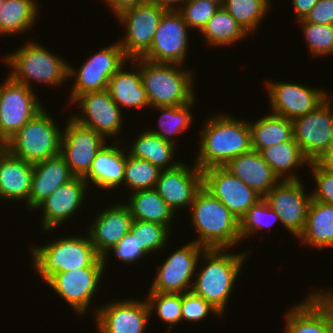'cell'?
Wrapping results in <instances>:
<instances>
[{"instance_id": "cell-31", "label": "cell", "mask_w": 333, "mask_h": 333, "mask_svg": "<svg viewBox=\"0 0 333 333\" xmlns=\"http://www.w3.org/2000/svg\"><path fill=\"white\" fill-rule=\"evenodd\" d=\"M128 203H125L133 219L154 222L170 228L174 210L163 200L155 188L130 193Z\"/></svg>"}, {"instance_id": "cell-4", "label": "cell", "mask_w": 333, "mask_h": 333, "mask_svg": "<svg viewBox=\"0 0 333 333\" xmlns=\"http://www.w3.org/2000/svg\"><path fill=\"white\" fill-rule=\"evenodd\" d=\"M225 250L213 248L202 252L204 264L200 272L195 274L198 277L192 286V291L209 302L221 315L225 312L228 296L240 273L242 262L249 255V251L227 254Z\"/></svg>"}, {"instance_id": "cell-44", "label": "cell", "mask_w": 333, "mask_h": 333, "mask_svg": "<svg viewBox=\"0 0 333 333\" xmlns=\"http://www.w3.org/2000/svg\"><path fill=\"white\" fill-rule=\"evenodd\" d=\"M177 6V11L183 16L187 26L200 30V32L220 9L218 4L207 0H188L182 8L179 5Z\"/></svg>"}, {"instance_id": "cell-9", "label": "cell", "mask_w": 333, "mask_h": 333, "mask_svg": "<svg viewBox=\"0 0 333 333\" xmlns=\"http://www.w3.org/2000/svg\"><path fill=\"white\" fill-rule=\"evenodd\" d=\"M127 59V60H126ZM129 58L124 54L119 42L109 47L103 48L84 62L78 71L69 64V78L75 75L72 92H70L72 104L73 100L88 92L102 91L107 89L111 76L117 72Z\"/></svg>"}, {"instance_id": "cell-32", "label": "cell", "mask_w": 333, "mask_h": 333, "mask_svg": "<svg viewBox=\"0 0 333 333\" xmlns=\"http://www.w3.org/2000/svg\"><path fill=\"white\" fill-rule=\"evenodd\" d=\"M134 140L130 151L127 152L132 157L147 160L160 170L173 169L181 163L172 160L176 145L164 141L149 130H143Z\"/></svg>"}, {"instance_id": "cell-16", "label": "cell", "mask_w": 333, "mask_h": 333, "mask_svg": "<svg viewBox=\"0 0 333 333\" xmlns=\"http://www.w3.org/2000/svg\"><path fill=\"white\" fill-rule=\"evenodd\" d=\"M309 296V297H308ZM286 313L284 333H332L333 292L316 291Z\"/></svg>"}, {"instance_id": "cell-21", "label": "cell", "mask_w": 333, "mask_h": 333, "mask_svg": "<svg viewBox=\"0 0 333 333\" xmlns=\"http://www.w3.org/2000/svg\"><path fill=\"white\" fill-rule=\"evenodd\" d=\"M95 310L99 333H144L151 316L147 301L133 299L110 302Z\"/></svg>"}, {"instance_id": "cell-14", "label": "cell", "mask_w": 333, "mask_h": 333, "mask_svg": "<svg viewBox=\"0 0 333 333\" xmlns=\"http://www.w3.org/2000/svg\"><path fill=\"white\" fill-rule=\"evenodd\" d=\"M189 27L176 10L167 11L156 29L150 48L141 58L155 63L182 65L188 51Z\"/></svg>"}, {"instance_id": "cell-15", "label": "cell", "mask_w": 333, "mask_h": 333, "mask_svg": "<svg viewBox=\"0 0 333 333\" xmlns=\"http://www.w3.org/2000/svg\"><path fill=\"white\" fill-rule=\"evenodd\" d=\"M203 187L223 203L240 220L262 197L235 177L224 166L202 171Z\"/></svg>"}, {"instance_id": "cell-3", "label": "cell", "mask_w": 333, "mask_h": 333, "mask_svg": "<svg viewBox=\"0 0 333 333\" xmlns=\"http://www.w3.org/2000/svg\"><path fill=\"white\" fill-rule=\"evenodd\" d=\"M131 60L133 67L135 61H139L137 66L140 68L142 85L150 107L179 106L195 98L194 73L191 70L179 69L180 64L155 63L141 57Z\"/></svg>"}, {"instance_id": "cell-5", "label": "cell", "mask_w": 333, "mask_h": 333, "mask_svg": "<svg viewBox=\"0 0 333 333\" xmlns=\"http://www.w3.org/2000/svg\"><path fill=\"white\" fill-rule=\"evenodd\" d=\"M32 263L36 274L45 282L55 273L74 271L85 267H105L88 235L62 237L42 247L31 246Z\"/></svg>"}, {"instance_id": "cell-19", "label": "cell", "mask_w": 333, "mask_h": 333, "mask_svg": "<svg viewBox=\"0 0 333 333\" xmlns=\"http://www.w3.org/2000/svg\"><path fill=\"white\" fill-rule=\"evenodd\" d=\"M272 113L293 120L315 110L329 96L324 90L297 83L266 81Z\"/></svg>"}, {"instance_id": "cell-8", "label": "cell", "mask_w": 333, "mask_h": 333, "mask_svg": "<svg viewBox=\"0 0 333 333\" xmlns=\"http://www.w3.org/2000/svg\"><path fill=\"white\" fill-rule=\"evenodd\" d=\"M32 88L7 76L0 85V141L4 144L44 107Z\"/></svg>"}, {"instance_id": "cell-51", "label": "cell", "mask_w": 333, "mask_h": 333, "mask_svg": "<svg viewBox=\"0 0 333 333\" xmlns=\"http://www.w3.org/2000/svg\"><path fill=\"white\" fill-rule=\"evenodd\" d=\"M108 3V6L112 8L113 12H115V16H117L121 11L131 8L135 5L146 2L147 0H104Z\"/></svg>"}, {"instance_id": "cell-41", "label": "cell", "mask_w": 333, "mask_h": 333, "mask_svg": "<svg viewBox=\"0 0 333 333\" xmlns=\"http://www.w3.org/2000/svg\"><path fill=\"white\" fill-rule=\"evenodd\" d=\"M147 297L150 314H153L152 311L155 309L159 318L169 324V329L181 321L182 294L149 292Z\"/></svg>"}, {"instance_id": "cell-33", "label": "cell", "mask_w": 333, "mask_h": 333, "mask_svg": "<svg viewBox=\"0 0 333 333\" xmlns=\"http://www.w3.org/2000/svg\"><path fill=\"white\" fill-rule=\"evenodd\" d=\"M259 153L269 164L280 181L281 179L299 180L297 175L295 176V173L291 174L292 169L294 168V170H296L295 167L299 168L302 167V165L310 164V161L303 154L298 143L293 138L289 141H284L280 144L262 149Z\"/></svg>"}, {"instance_id": "cell-49", "label": "cell", "mask_w": 333, "mask_h": 333, "mask_svg": "<svg viewBox=\"0 0 333 333\" xmlns=\"http://www.w3.org/2000/svg\"><path fill=\"white\" fill-rule=\"evenodd\" d=\"M318 0H293V6L298 21L303 20L307 14L313 9Z\"/></svg>"}, {"instance_id": "cell-53", "label": "cell", "mask_w": 333, "mask_h": 333, "mask_svg": "<svg viewBox=\"0 0 333 333\" xmlns=\"http://www.w3.org/2000/svg\"><path fill=\"white\" fill-rule=\"evenodd\" d=\"M207 1L214 2V3L218 4L220 7H222V5L224 3V0H207Z\"/></svg>"}, {"instance_id": "cell-28", "label": "cell", "mask_w": 333, "mask_h": 333, "mask_svg": "<svg viewBox=\"0 0 333 333\" xmlns=\"http://www.w3.org/2000/svg\"><path fill=\"white\" fill-rule=\"evenodd\" d=\"M116 143L119 141H114L112 145L105 144L95 155L89 172L83 177L87 184L91 181L98 188L106 190L116 188L123 183L126 152L118 148Z\"/></svg>"}, {"instance_id": "cell-23", "label": "cell", "mask_w": 333, "mask_h": 333, "mask_svg": "<svg viewBox=\"0 0 333 333\" xmlns=\"http://www.w3.org/2000/svg\"><path fill=\"white\" fill-rule=\"evenodd\" d=\"M96 216L87 235L96 253L107 263V253L130 232L133 217L125 203L112 205Z\"/></svg>"}, {"instance_id": "cell-20", "label": "cell", "mask_w": 333, "mask_h": 333, "mask_svg": "<svg viewBox=\"0 0 333 333\" xmlns=\"http://www.w3.org/2000/svg\"><path fill=\"white\" fill-rule=\"evenodd\" d=\"M74 102L82 107V115H73L71 118L80 125L94 130L105 139L120 133L121 108L112 100L107 89L79 95L73 100V104Z\"/></svg>"}, {"instance_id": "cell-11", "label": "cell", "mask_w": 333, "mask_h": 333, "mask_svg": "<svg viewBox=\"0 0 333 333\" xmlns=\"http://www.w3.org/2000/svg\"><path fill=\"white\" fill-rule=\"evenodd\" d=\"M332 96H329L315 110L292 120L293 139L303 154L314 162L329 147L333 139Z\"/></svg>"}, {"instance_id": "cell-22", "label": "cell", "mask_w": 333, "mask_h": 333, "mask_svg": "<svg viewBox=\"0 0 333 333\" xmlns=\"http://www.w3.org/2000/svg\"><path fill=\"white\" fill-rule=\"evenodd\" d=\"M202 187V170L195 163L187 167L181 162L176 168L161 170L155 189L175 212L176 208H189Z\"/></svg>"}, {"instance_id": "cell-50", "label": "cell", "mask_w": 333, "mask_h": 333, "mask_svg": "<svg viewBox=\"0 0 333 333\" xmlns=\"http://www.w3.org/2000/svg\"><path fill=\"white\" fill-rule=\"evenodd\" d=\"M321 169L333 173V139L330 147L314 161Z\"/></svg>"}, {"instance_id": "cell-18", "label": "cell", "mask_w": 333, "mask_h": 333, "mask_svg": "<svg viewBox=\"0 0 333 333\" xmlns=\"http://www.w3.org/2000/svg\"><path fill=\"white\" fill-rule=\"evenodd\" d=\"M105 269V267H85L74 271L58 272L53 274L46 283L82 316L86 313L91 299L101 284Z\"/></svg>"}, {"instance_id": "cell-48", "label": "cell", "mask_w": 333, "mask_h": 333, "mask_svg": "<svg viewBox=\"0 0 333 333\" xmlns=\"http://www.w3.org/2000/svg\"><path fill=\"white\" fill-rule=\"evenodd\" d=\"M299 22L333 25V0H318L307 16Z\"/></svg>"}, {"instance_id": "cell-24", "label": "cell", "mask_w": 333, "mask_h": 333, "mask_svg": "<svg viewBox=\"0 0 333 333\" xmlns=\"http://www.w3.org/2000/svg\"><path fill=\"white\" fill-rule=\"evenodd\" d=\"M87 182L83 177H74L58 187L37 209L43 210L42 227L50 232L59 227L67 218L73 216L83 204Z\"/></svg>"}, {"instance_id": "cell-47", "label": "cell", "mask_w": 333, "mask_h": 333, "mask_svg": "<svg viewBox=\"0 0 333 333\" xmlns=\"http://www.w3.org/2000/svg\"><path fill=\"white\" fill-rule=\"evenodd\" d=\"M115 256L123 263H134L146 254L139 248L136 237L130 232L126 234L115 247L111 249Z\"/></svg>"}, {"instance_id": "cell-35", "label": "cell", "mask_w": 333, "mask_h": 333, "mask_svg": "<svg viewBox=\"0 0 333 333\" xmlns=\"http://www.w3.org/2000/svg\"><path fill=\"white\" fill-rule=\"evenodd\" d=\"M34 0H4L0 9V35L20 34L34 26L38 6Z\"/></svg>"}, {"instance_id": "cell-10", "label": "cell", "mask_w": 333, "mask_h": 333, "mask_svg": "<svg viewBox=\"0 0 333 333\" xmlns=\"http://www.w3.org/2000/svg\"><path fill=\"white\" fill-rule=\"evenodd\" d=\"M167 11L146 1L116 16L126 27L125 39L119 44L129 60L141 57L150 48L156 29Z\"/></svg>"}, {"instance_id": "cell-6", "label": "cell", "mask_w": 333, "mask_h": 333, "mask_svg": "<svg viewBox=\"0 0 333 333\" xmlns=\"http://www.w3.org/2000/svg\"><path fill=\"white\" fill-rule=\"evenodd\" d=\"M4 59L8 66H12V72L8 76L29 88H32L31 80L61 86L69 78V64L33 41L26 42L16 52L7 54Z\"/></svg>"}, {"instance_id": "cell-27", "label": "cell", "mask_w": 333, "mask_h": 333, "mask_svg": "<svg viewBox=\"0 0 333 333\" xmlns=\"http://www.w3.org/2000/svg\"><path fill=\"white\" fill-rule=\"evenodd\" d=\"M33 176V164L12 155L6 148L0 153V199L26 200L29 195Z\"/></svg>"}, {"instance_id": "cell-29", "label": "cell", "mask_w": 333, "mask_h": 333, "mask_svg": "<svg viewBox=\"0 0 333 333\" xmlns=\"http://www.w3.org/2000/svg\"><path fill=\"white\" fill-rule=\"evenodd\" d=\"M298 239L319 250L333 247V205L312 199L304 229Z\"/></svg>"}, {"instance_id": "cell-12", "label": "cell", "mask_w": 333, "mask_h": 333, "mask_svg": "<svg viewBox=\"0 0 333 333\" xmlns=\"http://www.w3.org/2000/svg\"><path fill=\"white\" fill-rule=\"evenodd\" d=\"M205 249L192 241L173 252L161 266H157V275L149 291L180 294L191 291V278L195 277L199 258Z\"/></svg>"}, {"instance_id": "cell-55", "label": "cell", "mask_w": 333, "mask_h": 333, "mask_svg": "<svg viewBox=\"0 0 333 333\" xmlns=\"http://www.w3.org/2000/svg\"><path fill=\"white\" fill-rule=\"evenodd\" d=\"M3 2H4V0H0V9H1L2 5H3Z\"/></svg>"}, {"instance_id": "cell-37", "label": "cell", "mask_w": 333, "mask_h": 333, "mask_svg": "<svg viewBox=\"0 0 333 333\" xmlns=\"http://www.w3.org/2000/svg\"><path fill=\"white\" fill-rule=\"evenodd\" d=\"M234 20L249 34L258 28L270 9L269 0H224L222 5Z\"/></svg>"}, {"instance_id": "cell-38", "label": "cell", "mask_w": 333, "mask_h": 333, "mask_svg": "<svg viewBox=\"0 0 333 333\" xmlns=\"http://www.w3.org/2000/svg\"><path fill=\"white\" fill-rule=\"evenodd\" d=\"M195 104V98L184 105L179 106H160L154 107L160 110L163 114L159 118V131L149 130L156 134L164 141L174 144L172 135L184 132L192 122L190 108ZM171 137V138H170Z\"/></svg>"}, {"instance_id": "cell-1", "label": "cell", "mask_w": 333, "mask_h": 333, "mask_svg": "<svg viewBox=\"0 0 333 333\" xmlns=\"http://www.w3.org/2000/svg\"><path fill=\"white\" fill-rule=\"evenodd\" d=\"M204 125L195 161L202 171L225 166L232 158L252 150L248 121L221 114L209 118Z\"/></svg>"}, {"instance_id": "cell-26", "label": "cell", "mask_w": 333, "mask_h": 333, "mask_svg": "<svg viewBox=\"0 0 333 333\" xmlns=\"http://www.w3.org/2000/svg\"><path fill=\"white\" fill-rule=\"evenodd\" d=\"M75 176L71 173L64 158L59 154L33 164L31 192L29 195L30 210L48 198L58 187L68 183Z\"/></svg>"}, {"instance_id": "cell-17", "label": "cell", "mask_w": 333, "mask_h": 333, "mask_svg": "<svg viewBox=\"0 0 333 333\" xmlns=\"http://www.w3.org/2000/svg\"><path fill=\"white\" fill-rule=\"evenodd\" d=\"M105 140L94 130L69 119L62 132L60 155L75 177H84L89 172L95 155L106 144Z\"/></svg>"}, {"instance_id": "cell-52", "label": "cell", "mask_w": 333, "mask_h": 333, "mask_svg": "<svg viewBox=\"0 0 333 333\" xmlns=\"http://www.w3.org/2000/svg\"><path fill=\"white\" fill-rule=\"evenodd\" d=\"M147 1L149 3L163 7L168 11H174V10L176 11V10H178V8L176 7L177 4H179V5L182 4L181 5V7H182L188 0H147Z\"/></svg>"}, {"instance_id": "cell-13", "label": "cell", "mask_w": 333, "mask_h": 333, "mask_svg": "<svg viewBox=\"0 0 333 333\" xmlns=\"http://www.w3.org/2000/svg\"><path fill=\"white\" fill-rule=\"evenodd\" d=\"M302 180H281L263 199L278 214L281 224L295 238L302 233L312 196L306 195Z\"/></svg>"}, {"instance_id": "cell-2", "label": "cell", "mask_w": 333, "mask_h": 333, "mask_svg": "<svg viewBox=\"0 0 333 333\" xmlns=\"http://www.w3.org/2000/svg\"><path fill=\"white\" fill-rule=\"evenodd\" d=\"M191 220L198 231L194 240L206 249H227L241 242L239 220L229 209L202 187L190 206Z\"/></svg>"}, {"instance_id": "cell-7", "label": "cell", "mask_w": 333, "mask_h": 333, "mask_svg": "<svg viewBox=\"0 0 333 333\" xmlns=\"http://www.w3.org/2000/svg\"><path fill=\"white\" fill-rule=\"evenodd\" d=\"M57 126L43 108L5 143V148L31 164L57 156L63 132Z\"/></svg>"}, {"instance_id": "cell-39", "label": "cell", "mask_w": 333, "mask_h": 333, "mask_svg": "<svg viewBox=\"0 0 333 333\" xmlns=\"http://www.w3.org/2000/svg\"><path fill=\"white\" fill-rule=\"evenodd\" d=\"M161 170L147 160L126 154L124 185L132 192L155 188Z\"/></svg>"}, {"instance_id": "cell-36", "label": "cell", "mask_w": 333, "mask_h": 333, "mask_svg": "<svg viewBox=\"0 0 333 333\" xmlns=\"http://www.w3.org/2000/svg\"><path fill=\"white\" fill-rule=\"evenodd\" d=\"M210 45H231L247 36V32L222 7L207 22L201 31Z\"/></svg>"}, {"instance_id": "cell-54", "label": "cell", "mask_w": 333, "mask_h": 333, "mask_svg": "<svg viewBox=\"0 0 333 333\" xmlns=\"http://www.w3.org/2000/svg\"><path fill=\"white\" fill-rule=\"evenodd\" d=\"M5 148V144L0 141V153L2 152V150Z\"/></svg>"}, {"instance_id": "cell-34", "label": "cell", "mask_w": 333, "mask_h": 333, "mask_svg": "<svg viewBox=\"0 0 333 333\" xmlns=\"http://www.w3.org/2000/svg\"><path fill=\"white\" fill-rule=\"evenodd\" d=\"M251 129L252 150L260 152L293 138L292 120L273 113L255 121L249 122Z\"/></svg>"}, {"instance_id": "cell-46", "label": "cell", "mask_w": 333, "mask_h": 333, "mask_svg": "<svg viewBox=\"0 0 333 333\" xmlns=\"http://www.w3.org/2000/svg\"><path fill=\"white\" fill-rule=\"evenodd\" d=\"M316 181L315 191L311 194L312 199L333 205V173L321 169L315 162L308 165Z\"/></svg>"}, {"instance_id": "cell-43", "label": "cell", "mask_w": 333, "mask_h": 333, "mask_svg": "<svg viewBox=\"0 0 333 333\" xmlns=\"http://www.w3.org/2000/svg\"><path fill=\"white\" fill-rule=\"evenodd\" d=\"M312 57L333 54V25L301 23Z\"/></svg>"}, {"instance_id": "cell-45", "label": "cell", "mask_w": 333, "mask_h": 333, "mask_svg": "<svg viewBox=\"0 0 333 333\" xmlns=\"http://www.w3.org/2000/svg\"><path fill=\"white\" fill-rule=\"evenodd\" d=\"M181 321L197 322L207 317L208 313L217 314L223 317L209 302L196 295L192 290L182 293Z\"/></svg>"}, {"instance_id": "cell-42", "label": "cell", "mask_w": 333, "mask_h": 333, "mask_svg": "<svg viewBox=\"0 0 333 333\" xmlns=\"http://www.w3.org/2000/svg\"><path fill=\"white\" fill-rule=\"evenodd\" d=\"M270 216L273 219L268 222L265 217ZM268 217V218H270ZM267 219V220H266ZM280 221L278 214L268 205V203L262 198L255 205L251 206L247 213L239 220V232L241 240L257 233L264 227L269 228L272 223ZM271 222V223H270Z\"/></svg>"}, {"instance_id": "cell-40", "label": "cell", "mask_w": 333, "mask_h": 333, "mask_svg": "<svg viewBox=\"0 0 333 333\" xmlns=\"http://www.w3.org/2000/svg\"><path fill=\"white\" fill-rule=\"evenodd\" d=\"M170 230L158 223L133 219L130 233L136 237L139 248L147 255L165 248Z\"/></svg>"}, {"instance_id": "cell-25", "label": "cell", "mask_w": 333, "mask_h": 333, "mask_svg": "<svg viewBox=\"0 0 333 333\" xmlns=\"http://www.w3.org/2000/svg\"><path fill=\"white\" fill-rule=\"evenodd\" d=\"M224 167L262 198L280 182L269 164L255 150L232 158Z\"/></svg>"}, {"instance_id": "cell-30", "label": "cell", "mask_w": 333, "mask_h": 333, "mask_svg": "<svg viewBox=\"0 0 333 333\" xmlns=\"http://www.w3.org/2000/svg\"><path fill=\"white\" fill-rule=\"evenodd\" d=\"M138 69L137 72H128L122 66L109 79L107 90L121 110L122 105L134 109L150 107L147 93L142 85L140 68Z\"/></svg>"}]
</instances>
